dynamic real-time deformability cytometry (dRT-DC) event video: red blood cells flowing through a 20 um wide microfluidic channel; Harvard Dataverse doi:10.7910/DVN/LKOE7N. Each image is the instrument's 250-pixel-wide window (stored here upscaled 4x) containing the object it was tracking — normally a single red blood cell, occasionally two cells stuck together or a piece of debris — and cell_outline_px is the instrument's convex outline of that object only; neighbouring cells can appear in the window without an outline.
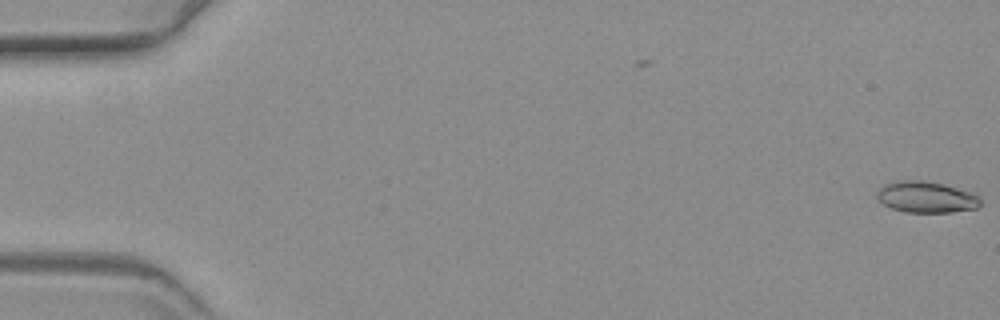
{"species": "common noctule bat (a hibernating species)", "species_latin": "Nyctalus noctula", "temperature_condition": "warm", "stored_images_in_passage": 3, "camera_frame_rate_fps": 3000, "um_per_image_px": 0.085, "animal": {"sex": "female", "body_mass_g": 19.3, "forearm_length_mm": 54.1}, "frame": {"image": 1, "passage_image": 3, "time_ms": 0.667, "image_size_px": [1000, 320], "cell_outline_px": [[980, 204], [976, 208], [952, 212], [908, 212], [892, 208], [884, 204], [876, 196], [876, 192], [884, 184], [896, 180], [924, 180], [944, 184], [968, 192], [976, 196], [980, 200]], "centroid_in_image_um": [78.68, 16.74], "position_along_channel_um": 6.3, "area_um2": 18.61}}